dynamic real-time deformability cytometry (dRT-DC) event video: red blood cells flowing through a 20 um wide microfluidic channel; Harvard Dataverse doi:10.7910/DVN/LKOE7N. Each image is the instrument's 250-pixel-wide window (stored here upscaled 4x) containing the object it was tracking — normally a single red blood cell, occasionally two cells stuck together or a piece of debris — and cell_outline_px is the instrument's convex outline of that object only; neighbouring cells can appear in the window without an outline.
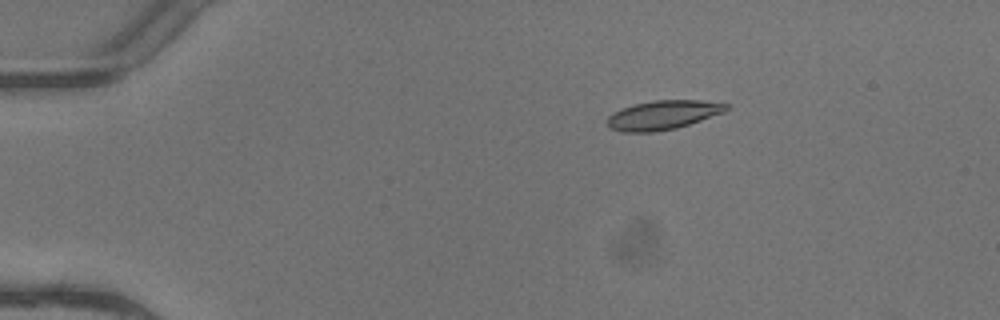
{"species": "common noctule bat (a hibernating species)", "species_latin": "Nyctalus noctula", "temperature_condition": "warm", "stored_images_in_passage": 6, "camera_frame_rate_fps": 3000, "um_per_image_px": 0.085, "animal": {"sex": "female"}, "frame": {"image": 1, "passage_image": 3, "time_ms": 0.667, "image_size_px": [1000, 320], "cell_outline_px": [[728, 108], [724, 112], [676, 128], [652, 132], [620, 132], [612, 128], [608, 124], [608, 116], [612, 112], [632, 104], [652, 100], [700, 100], [728, 104]], "centroid_in_image_um": [56.32, 9.76], "position_along_channel_um": 28.7, "area_um2": 20.06}}